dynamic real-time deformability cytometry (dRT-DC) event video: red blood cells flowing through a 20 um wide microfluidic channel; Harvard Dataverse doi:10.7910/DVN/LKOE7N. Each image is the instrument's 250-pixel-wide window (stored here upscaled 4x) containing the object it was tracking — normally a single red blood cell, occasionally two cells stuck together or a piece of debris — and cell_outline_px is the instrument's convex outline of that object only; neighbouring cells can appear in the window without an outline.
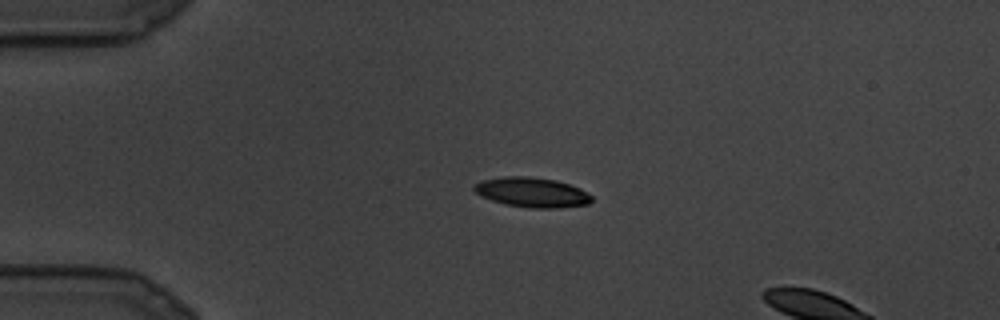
{"species": "common noctule bat (a hibernating species)", "species_latin": "Nyctalus noctula", "temperature_condition": "cold", "stored_images_in_passage": 3, "camera_frame_rate_fps": 3000, "um_per_image_px": 0.085, "animal": {"sex": "male", "body_mass_g": 19.5, "forearm_length_mm": 54.6}, "frame": {"image": 1, "passage_image": 1, "time_ms": 0.0, "image_size_px": [1000, 320], "cell_outline_px": [[592, 200], [588, 204], [560, 208], [528, 208], [504, 204], [492, 200], [476, 192], [472, 188], [476, 184], [484, 180], [504, 176], [528, 176], [556, 180], [580, 188], [588, 192], [592, 196]], "centroid_in_image_um": [45.26, 16.35], "position_along_channel_um": 39.7, "area_um2": 20.35}}